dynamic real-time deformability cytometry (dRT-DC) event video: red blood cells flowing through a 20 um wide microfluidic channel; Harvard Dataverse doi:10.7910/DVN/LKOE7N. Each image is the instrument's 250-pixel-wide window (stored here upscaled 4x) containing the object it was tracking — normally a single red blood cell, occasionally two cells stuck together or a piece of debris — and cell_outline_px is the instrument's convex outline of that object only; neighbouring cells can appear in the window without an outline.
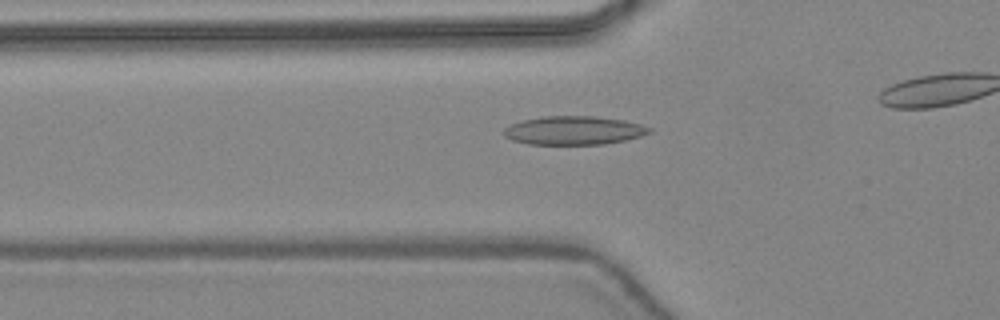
{"species": "common noctule bat (a hibernating species)", "species_latin": "Nyctalus noctula", "temperature_condition": "warm", "stored_images_in_passage": 39, "camera_frame_rate_fps": 3000, "um_per_image_px": 0.085, "animal": {"sex": "female", "body_mass_g": 24.6, "forearm_length_mm": 56.2}, "frame": {"image": 1, "passage_image": 17, "time_ms": 5.333, "image_size_px": [1000, 320], "cell_outline_px": [[652, 132], [640, 136], [624, 140], [604, 144], [528, 144], [512, 140], [504, 136], [504, 128], [508, 124], [524, 120], [544, 116], [596, 116], [624, 120], [640, 124], [652, 128]], "centroid_in_image_um": [48.76, 11.08], "position_along_channel_um": 77.0, "area_um2": 24.28}}
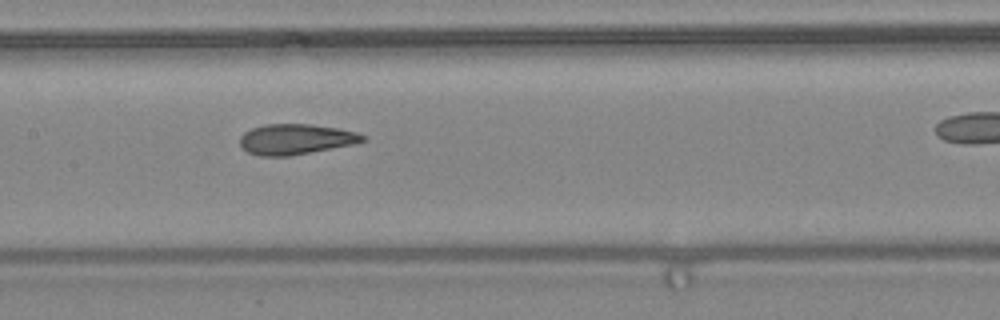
{"frame": {"image": 2, "passage_image": 24, "time_ms": 7.667, "image_size_px": [1000, 320], "cell_outline_px": [[368, 140], [356, 144], [312, 152], [288, 156], [260, 156], [248, 152], [240, 144], [240, 136], [244, 132], [252, 128], [268, 124], [308, 124], [336, 128], [356, 132], [368, 136]], "centroid_in_image_um": [25.19, 11.84], "position_along_channel_um": 182.2, "area_um2": 21.85}}
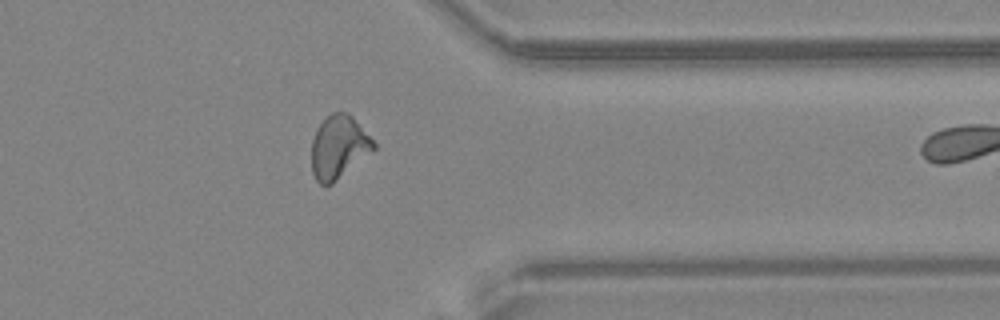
{"frame": {"image": 3, "passage_image": 38, "time_ms": 12.333, "image_size_px": [1000, 320], "cell_outline_px": [[376, 148], [332, 184], [320, 184], [316, 180], [312, 172], [312, 140], [316, 128], [332, 112], [348, 112], [352, 116], [376, 144]], "centroid_in_image_um": [28.78, 12.5], "position_along_channel_um": 382.6, "area_um2": 22.54}}